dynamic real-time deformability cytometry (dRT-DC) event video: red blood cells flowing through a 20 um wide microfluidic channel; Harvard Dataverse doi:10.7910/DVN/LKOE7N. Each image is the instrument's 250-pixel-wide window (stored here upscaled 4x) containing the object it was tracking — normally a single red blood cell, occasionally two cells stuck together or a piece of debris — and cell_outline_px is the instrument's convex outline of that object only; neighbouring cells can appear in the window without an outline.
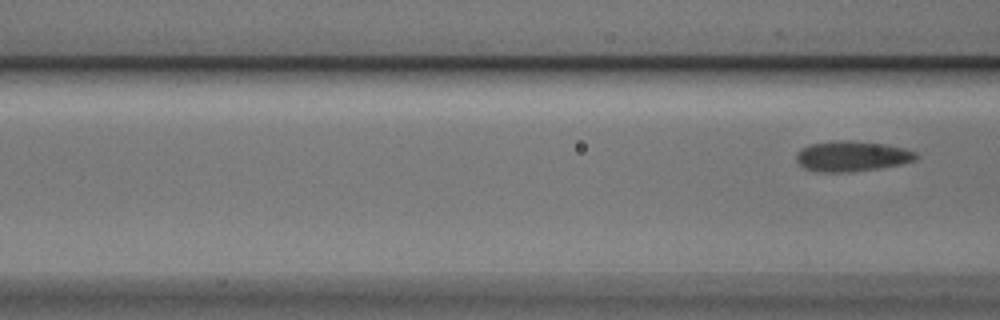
{"species": "Egyptian fruit bat (a non-hibernating species)", "species_latin": "Rousettus aegyptiacus", "temperature_condition": "cold", "stored_images_in_passage": 4, "camera_frame_rate_fps": 3000, "um_per_image_px": 0.085, "animal": {"sex": "male"}, "frame": {"image": 1, "passage_image": 4, "time_ms": 1.0, "image_size_px": [1000, 320], "cell_outline_px": [[920, 156], [916, 160], [900, 164], [880, 168], [848, 172], [820, 172], [804, 168], [796, 160], [796, 152], [800, 148], [808, 144], [840, 140], [852, 140], [884, 144], [904, 148], [916, 152]], "centroid_in_image_um": [72.4, 13.27], "position_along_channel_um": 94.2, "area_um2": 21.39}}